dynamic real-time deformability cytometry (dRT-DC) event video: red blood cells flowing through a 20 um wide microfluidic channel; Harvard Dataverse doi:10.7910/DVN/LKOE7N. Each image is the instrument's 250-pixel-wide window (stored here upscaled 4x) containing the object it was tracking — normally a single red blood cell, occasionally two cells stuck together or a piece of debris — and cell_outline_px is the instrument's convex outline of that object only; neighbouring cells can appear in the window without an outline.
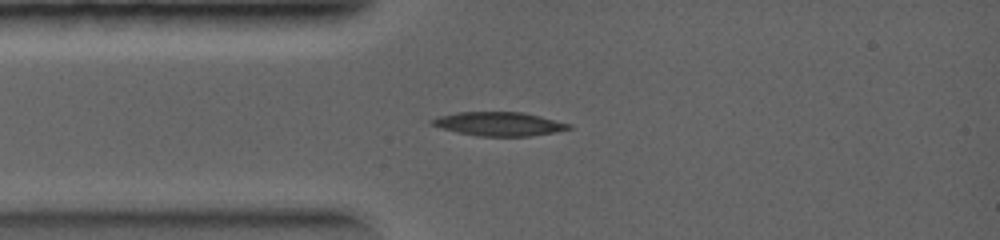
{"species": "common noctule bat (a hibernating species)", "species_latin": "Nyctalus noctula", "temperature_condition": "warm", "stored_images_in_passage": 13, "camera_frame_rate_fps": 5000, "um_per_image_px": 0.085, "animal": {"sex": "female", "body_mass_g": 19.0, "forearm_length_mm": 56.7}, "frame": {"image": 1, "passage_image": 10, "time_ms": 1.6, "image_size_px": [1000, 240], "cell_outline_px": [[572, 128], [556, 132], [528, 136], [476, 136], [456, 132], [432, 124], [428, 120], [440, 116], [456, 112], [520, 112], [540, 116], [572, 124]], "centroid_in_image_um": [42.43, 10.53], "position_along_channel_um": 42.6, "area_um2": 18.9}}